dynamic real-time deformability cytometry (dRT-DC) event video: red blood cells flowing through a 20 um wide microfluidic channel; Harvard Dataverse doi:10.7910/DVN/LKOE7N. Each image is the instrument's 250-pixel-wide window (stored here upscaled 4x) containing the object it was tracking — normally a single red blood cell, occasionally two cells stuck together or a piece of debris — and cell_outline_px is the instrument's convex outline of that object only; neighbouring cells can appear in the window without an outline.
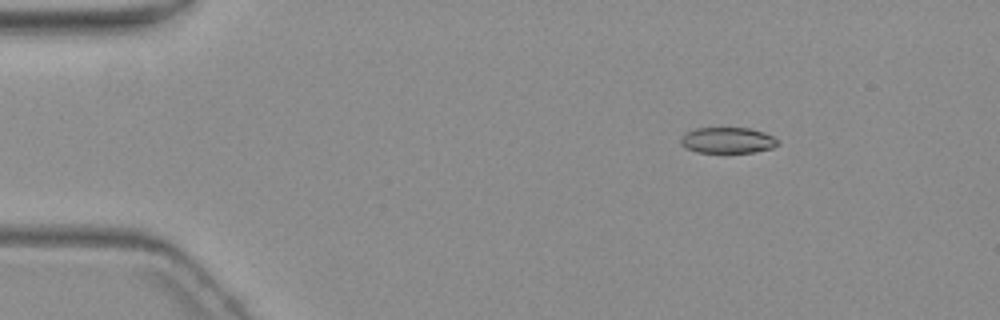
{"species": "common noctule bat (a hibernating species)", "species_latin": "Nyctalus noctula", "temperature_condition": "warm", "stored_images_in_passage": 4, "camera_frame_rate_fps": 3000, "um_per_image_px": 0.085, "animal": {"sex": "female", "body_mass_g": 19.3, "forearm_length_mm": 54.1}, "frame": {"image": 1, "passage_image": 2, "time_ms": 1.333, "image_size_px": [1000, 320], "cell_outline_px": [[780, 144], [772, 148], [752, 152], [696, 152], [684, 148], [680, 144], [680, 136], [684, 132], [696, 128], [748, 128], [764, 132], [780, 140]], "centroid_in_image_um": [61.81, 11.92], "position_along_channel_um": 23.2, "area_um2": 14.85}}